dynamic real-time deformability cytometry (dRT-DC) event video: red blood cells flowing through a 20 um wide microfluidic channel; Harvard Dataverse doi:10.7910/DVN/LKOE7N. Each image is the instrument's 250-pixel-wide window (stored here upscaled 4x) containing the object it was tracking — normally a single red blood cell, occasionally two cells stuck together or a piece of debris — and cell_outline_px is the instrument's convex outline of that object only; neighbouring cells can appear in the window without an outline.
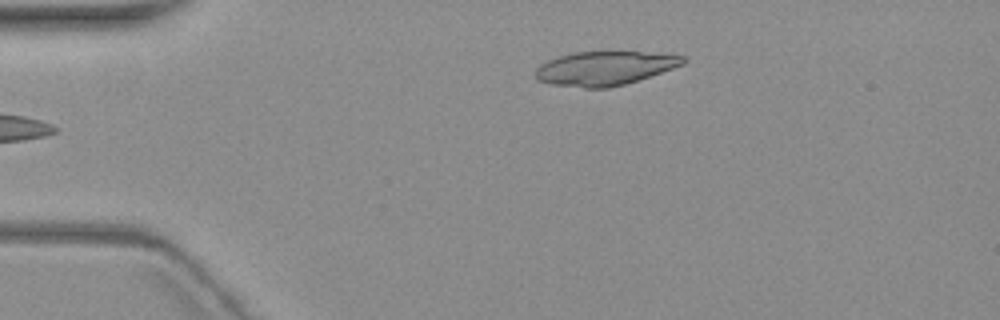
{"species": "common noctule bat (a hibernating species)", "species_latin": "Nyctalus noctula", "temperature_condition": "warm", "stored_images_in_passage": 5, "camera_frame_rate_fps": 3000, "um_per_image_px": 0.085, "animal": {"sex": "female", "body_mass_g": 19.3, "forearm_length_mm": 54.1}, "frame": {"image": 1, "passage_image": 5, "time_ms": 6.0, "image_size_px": [1000, 320], "cell_outline_px": [[688, 60], [684, 64], [624, 84], [608, 88], [584, 88], [548, 84], [536, 80], [536, 68], [540, 64], [548, 60], [572, 52], [640, 52], [684, 56]], "centroid_in_image_um": [51.34, 5.81], "position_along_channel_um": 33.7, "area_um2": 28.96}}